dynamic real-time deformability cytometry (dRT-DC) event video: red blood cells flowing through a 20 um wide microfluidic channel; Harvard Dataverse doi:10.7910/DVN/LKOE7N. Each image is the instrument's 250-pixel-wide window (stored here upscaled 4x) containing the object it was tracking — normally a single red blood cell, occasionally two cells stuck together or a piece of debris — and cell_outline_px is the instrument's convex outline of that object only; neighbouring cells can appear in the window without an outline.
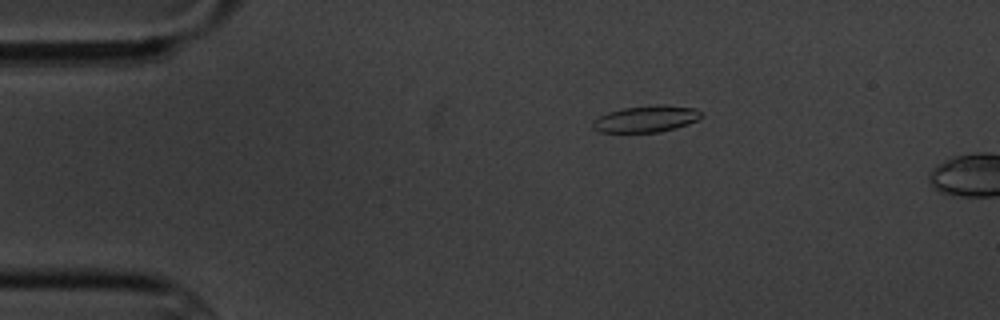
{"species": "common noctule bat (a hibernating species)", "species_latin": "Nyctalus noctula", "temperature_condition": "cold", "stored_images_in_passage": 2, "camera_frame_rate_fps": 3000, "um_per_image_px": 0.085, "animal": {"sex": "male", "body_mass_g": 20.1, "forearm_length_mm": 53.5}, "frame": {"image": 1, "passage_image": 1, "time_ms": 0.0, "image_size_px": [1000, 320], "cell_outline_px": [[704, 116], [688, 124], [676, 128], [660, 132], [600, 132], [592, 128], [592, 120], [608, 112], [624, 108], [656, 104], [660, 104], [696, 108], [704, 112]], "centroid_in_image_um": [54.95, 10.1], "position_along_channel_um": 30.0, "area_um2": 16.99}}